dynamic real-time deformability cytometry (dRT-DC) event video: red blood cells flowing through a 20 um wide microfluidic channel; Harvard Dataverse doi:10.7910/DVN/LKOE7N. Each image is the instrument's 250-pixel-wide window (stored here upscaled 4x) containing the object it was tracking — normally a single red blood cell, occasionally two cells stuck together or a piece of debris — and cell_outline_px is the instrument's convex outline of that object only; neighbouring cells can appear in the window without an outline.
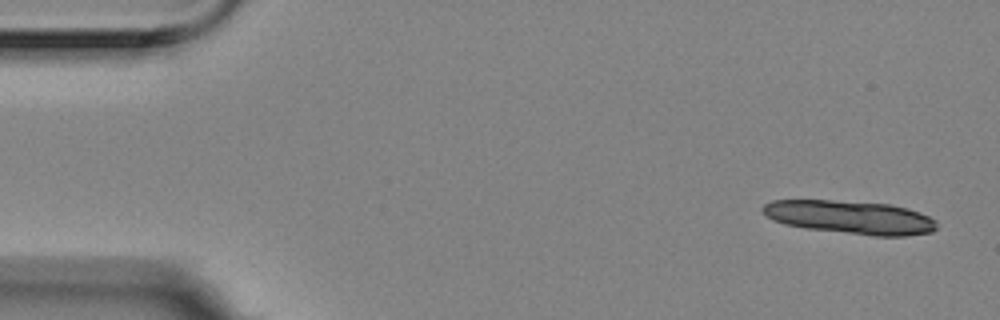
{"species": "Egyptian fruit bat (a non-hibernating species)", "species_latin": "Rousettus aegyptiacus", "temperature_condition": "room temperature", "stored_images_in_passage": 2, "camera_frame_rate_fps": 3000, "um_per_image_px": 0.085, "animal": {"sex": "female"}, "frame": {"image": 1, "passage_image": 1, "time_ms": 0.0, "image_size_px": [1000, 320], "cell_outline_px": [[936, 228], [932, 232], [904, 236], [872, 236], [808, 228], [784, 224], [772, 220], [760, 208], [764, 204], [772, 200], [832, 200], [888, 204], [908, 208], [920, 212], [936, 220]], "centroid_in_image_um": [72.28, 18.46], "position_along_channel_um": 12.7, "area_um2": 33.81}}